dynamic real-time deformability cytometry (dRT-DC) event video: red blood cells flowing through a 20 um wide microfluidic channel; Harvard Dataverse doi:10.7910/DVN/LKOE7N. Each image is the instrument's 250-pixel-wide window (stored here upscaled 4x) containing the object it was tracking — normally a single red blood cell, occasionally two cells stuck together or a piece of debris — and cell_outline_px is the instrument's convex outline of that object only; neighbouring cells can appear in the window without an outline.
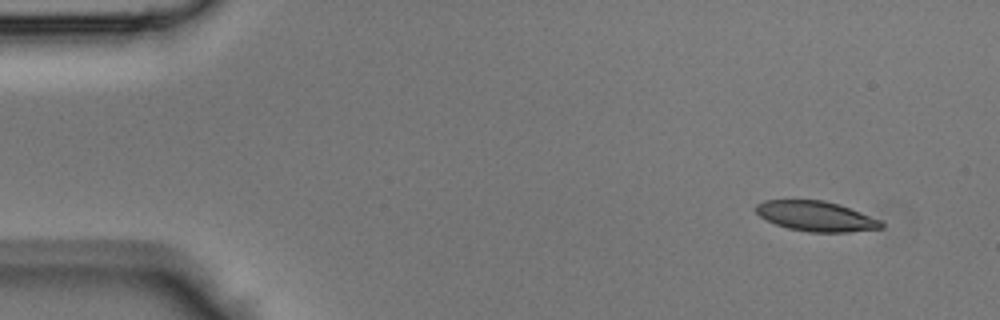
{"species": "Egyptian fruit bat (a non-hibernating species)", "species_latin": "Rousettus aegyptiacus", "temperature_condition": "room temperature", "stored_images_in_passage": 43, "segment_of_instrument_passage": [1, 2], "camera_frame_rate_fps": 3000, "um_per_image_px": 0.085, "animal": {"sex": "male"}, "frame": {"image": 1, "passage_image": 3, "time_ms": 0.667, "image_size_px": [1000, 320], "cell_outline_px": [[884, 228], [848, 232], [808, 232], [788, 228], [776, 224], [760, 216], [756, 212], [756, 204], [764, 200], [824, 200], [860, 212], [880, 220], [884, 224]], "centroid_in_image_um": [69.36, 18.38], "position_along_channel_um": 15.6, "area_um2": 21.73}}
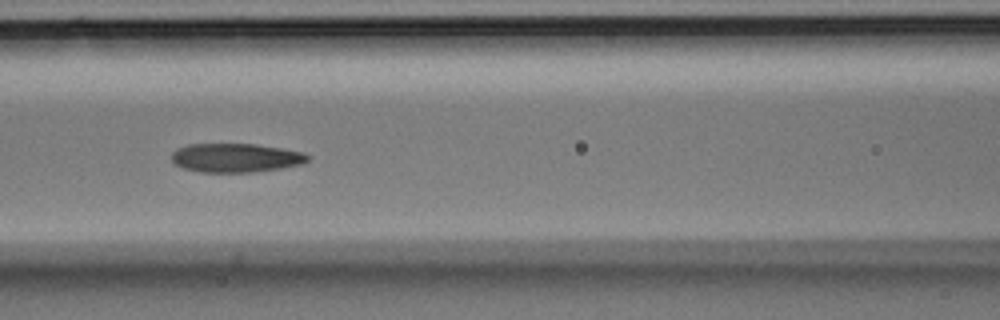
{"frame": {"image": 2, "passage_image": 18, "time_ms": 5.667, "image_size_px": [1000, 320], "cell_outline_px": [[308, 160], [300, 164], [280, 168], [256, 172], [200, 172], [184, 168], [176, 164], [172, 160], [172, 152], [176, 148], [188, 144], [256, 144], [304, 152], [308, 156]], "centroid_in_image_um": [20.01, 13.41], "position_along_channel_um": 146.6, "area_um2": 22.83}}
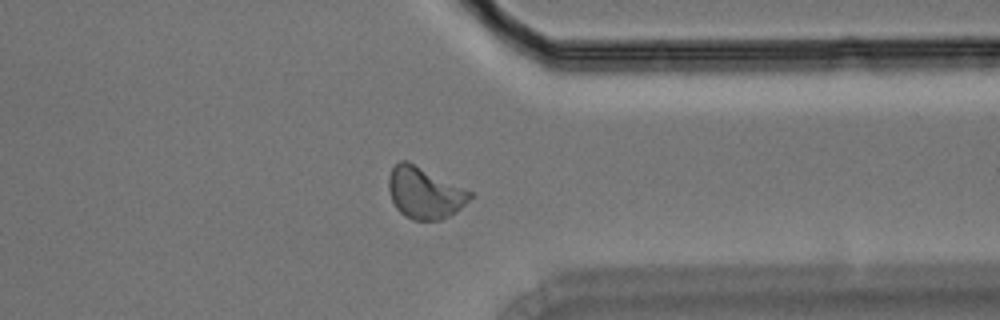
{"frame": {"image": 3, "passage_image": 33, "time_ms": 10.667, "image_size_px": [1000, 320], "cell_outline_px": [[472, 196], [456, 212], [440, 220], [412, 220], [404, 216], [396, 208], [392, 200], [388, 188], [388, 176], [392, 168], [400, 160], [408, 160], [472, 192]], "centroid_in_image_um": [36.05, 16.39], "position_along_channel_um": 375.3, "area_um2": 24.33}}